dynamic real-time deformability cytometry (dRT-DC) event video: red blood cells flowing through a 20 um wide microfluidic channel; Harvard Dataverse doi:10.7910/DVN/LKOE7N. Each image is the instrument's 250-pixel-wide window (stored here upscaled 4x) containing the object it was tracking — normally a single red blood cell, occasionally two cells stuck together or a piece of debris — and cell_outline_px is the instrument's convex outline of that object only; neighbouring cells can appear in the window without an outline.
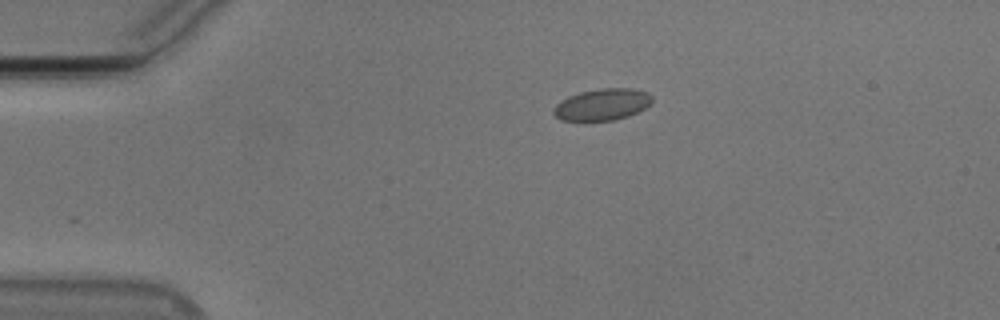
{"species": "Egyptian fruit bat (a non-hibernating species)", "species_latin": "Rousettus aegyptiacus", "temperature_condition": "cold", "stored_images_in_passage": 44, "camera_frame_rate_fps": 3000, "um_per_image_px": 0.085, "animal": {"sex": "male"}, "frame": {"image": 1, "passage_image": 1, "time_ms": 0.0, "image_size_px": [1000, 320], "cell_outline_px": [[652, 104], [628, 116], [612, 120], [584, 124], [560, 120], [552, 112], [556, 104], [560, 100], [568, 96], [580, 92], [600, 88], [632, 88], [648, 92], [652, 96]], "centroid_in_image_um": [51.14, 8.92], "position_along_channel_um": 33.9, "area_um2": 18.9}}
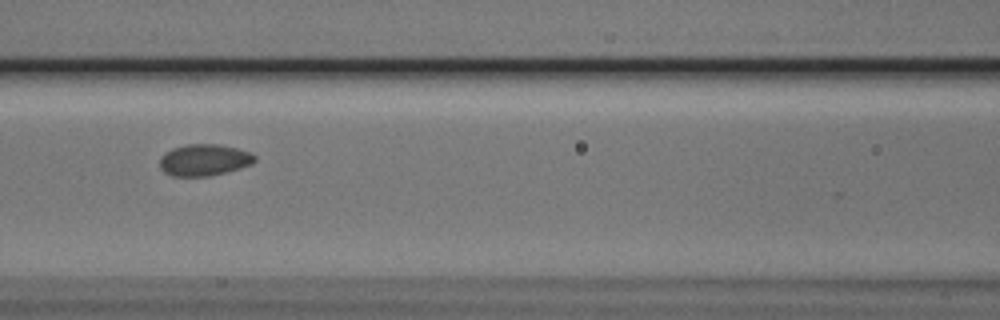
{"frame": {"image": 2, "passage_image": 14, "time_ms": 4.333, "image_size_px": [1000, 320], "cell_outline_px": [[256, 160], [252, 164], [240, 168], [208, 176], [172, 176], [164, 172], [160, 168], [160, 156], [164, 152], [172, 148], [188, 144], [220, 144], [252, 152], [256, 156]], "centroid_in_image_um": [17.35, 13.59], "position_along_channel_um": 149.3, "area_um2": 17.63}}
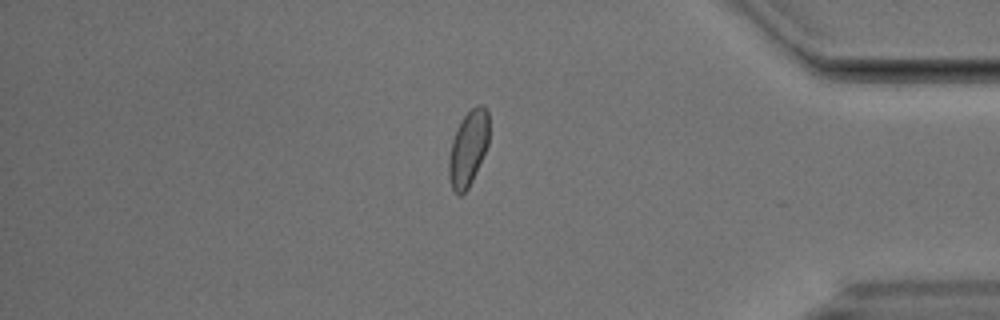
{"frame": {"image": 3, "passage_image": 36, "time_ms": 11.667, "image_size_px": [1000, 320], "cell_outline_px": [[488, 144], [472, 180], [468, 188], [460, 196], [452, 188], [448, 176], [448, 160], [452, 140], [460, 120], [476, 104], [480, 104], [488, 108]], "centroid_in_image_um": [39.78, 12.58], "position_along_channel_um": 395.4, "area_um2": 17.57}, "authors_computed_cell_mechanics": {"area_um2": 17.6579, "velocity_mm_per_s": 3.7513, "shape_relaxation_time_tau1_ms": 6.0215, "shape_relaxation_time_tau2_ms": null, "deformation_change_tau1": 0.0584, "deformation_change_tau2": null}}